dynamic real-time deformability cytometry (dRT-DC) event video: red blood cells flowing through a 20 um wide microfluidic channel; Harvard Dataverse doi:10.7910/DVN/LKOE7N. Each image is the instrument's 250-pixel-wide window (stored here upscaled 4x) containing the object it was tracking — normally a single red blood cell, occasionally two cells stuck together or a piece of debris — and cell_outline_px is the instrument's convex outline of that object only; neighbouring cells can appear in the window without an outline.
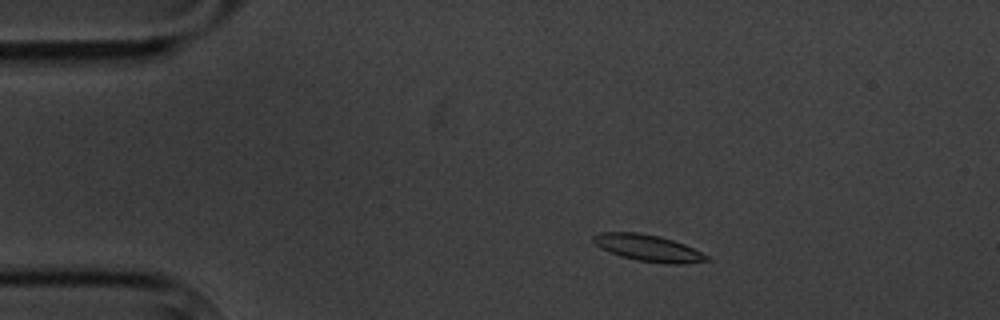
{"species": "common noctule bat (a hibernating species)", "species_latin": "Nyctalus noctula", "temperature_condition": "cold", "stored_images_in_passage": 5, "camera_frame_rate_fps": 3000, "um_per_image_px": 0.085, "animal": {"sex": "male", "body_mass_g": 20.1, "forearm_length_mm": 53.5}, "frame": {"image": 1, "passage_image": 2, "time_ms": 1.333, "image_size_px": [1000, 320], "cell_outline_px": [[712, 260], [680, 264], [668, 264], [636, 260], [620, 256], [600, 248], [592, 240], [592, 236], [600, 232], [640, 232], [660, 236], [684, 244], [708, 256]], "centroid_in_image_um": [55.07, 21.07], "position_along_channel_um": 29.9, "area_um2": 17.57}}
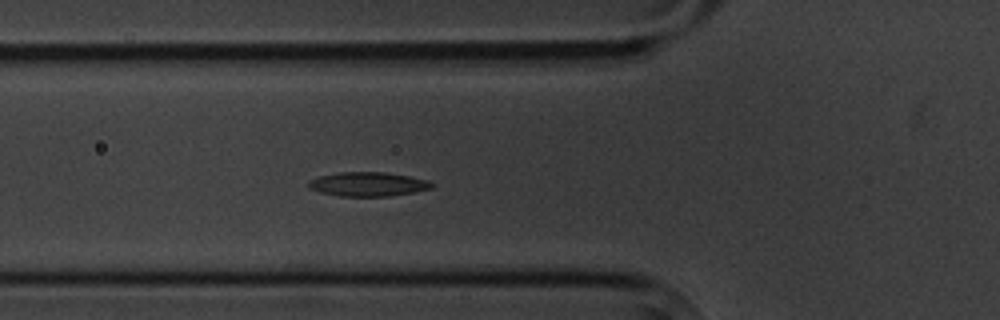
{"frame": {"image": 2, "passage_image": 5, "time_ms": 4.667, "image_size_px": [1000, 320], "cell_outline_px": [[436, 184], [432, 188], [412, 192], [388, 196], [340, 196], [320, 192], [308, 188], [308, 180], [320, 176], [340, 172], [384, 172], [408, 176], [428, 180]], "centroid_in_image_um": [31.27, 15.65], "position_along_channel_um": 94.5, "area_um2": 17.28}}